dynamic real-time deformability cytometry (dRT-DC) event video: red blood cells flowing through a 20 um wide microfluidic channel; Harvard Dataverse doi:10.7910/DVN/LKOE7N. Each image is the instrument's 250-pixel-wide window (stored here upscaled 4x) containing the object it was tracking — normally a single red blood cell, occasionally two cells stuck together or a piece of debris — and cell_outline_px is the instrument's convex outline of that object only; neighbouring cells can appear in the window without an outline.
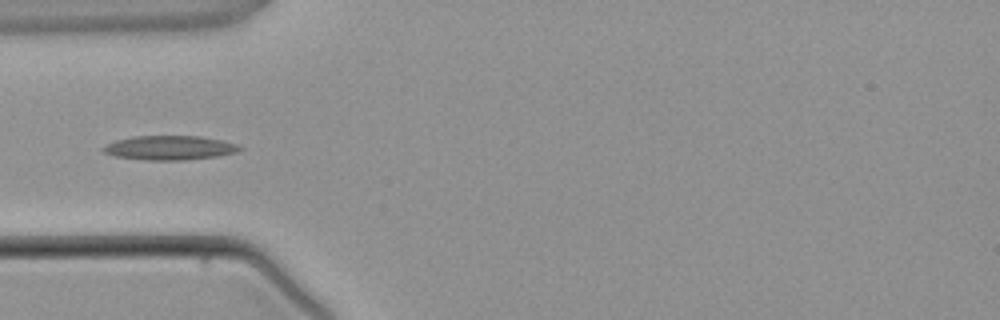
{"species": "common noctule bat (a hibernating species)", "species_latin": "Nyctalus noctula", "temperature_condition": "warm", "stored_images_in_passage": 4, "camera_frame_rate_fps": 3000, "um_per_image_px": 0.085, "animal": {"sex": "male", "body_mass_g": 21.5, "forearm_length_mm": 52.0}, "frame": {"image": 1, "passage_image": 4, "time_ms": 3.667, "image_size_px": [1000, 320], "cell_outline_px": [[244, 148], [236, 152], [220, 156], [184, 160], [144, 160], [116, 156], [104, 152], [100, 148], [116, 140], [132, 136], [200, 136], [220, 140], [236, 144]], "centroid_in_image_um": [14.42, 12.56], "position_along_channel_um": 70.6, "area_um2": 19.25}}